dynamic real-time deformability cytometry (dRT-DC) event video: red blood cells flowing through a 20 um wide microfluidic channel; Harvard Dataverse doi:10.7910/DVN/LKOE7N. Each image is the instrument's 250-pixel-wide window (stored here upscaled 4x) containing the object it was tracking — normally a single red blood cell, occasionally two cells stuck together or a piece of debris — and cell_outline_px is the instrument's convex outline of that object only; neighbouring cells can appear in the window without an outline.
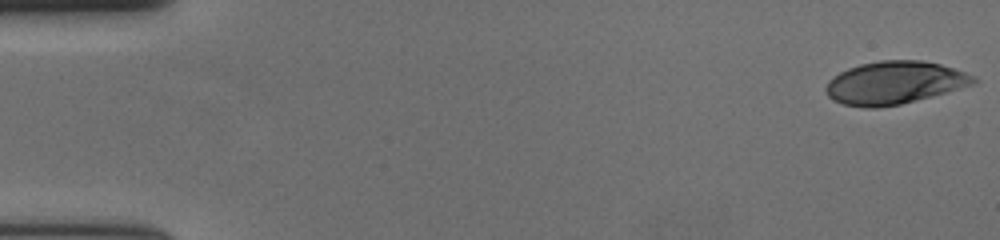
{"species": "human", "species_latin": "Homo sapiens", "temperature_condition": "cold", "stored_images_in_passage": 57, "camera_frame_rate_fps": 3000, "um_per_image_px": 0.085, "donor": {"sex": "female"}, "frame": {"image": 1, "passage_image": 1, "time_ms": 0.0, "image_size_px": [1000, 240], "cell_outline_px": [[980, 80], [976, 84], [916, 100], [900, 104], [876, 108], [864, 108], [844, 104], [832, 100], [828, 96], [824, 88], [828, 80], [832, 76], [848, 68], [860, 64], [880, 60], [924, 60], [940, 64], [976, 76]], "centroid_in_image_um": [76.02, 7.03], "position_along_channel_um": 9.0, "area_um2": 37.05}}
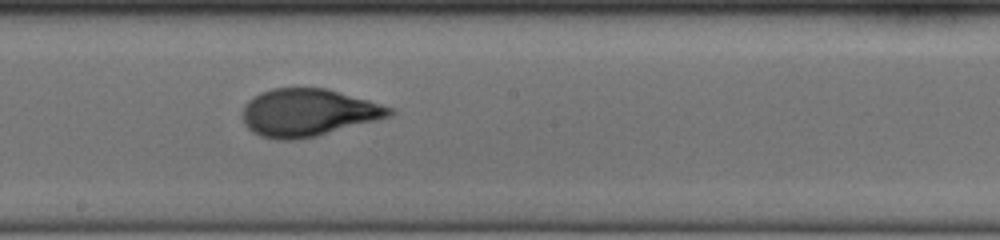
{"frame": {"image": 2, "passage_image": 32, "time_ms": 10.333, "image_size_px": [1000, 240], "cell_outline_px": [[396, 112], [392, 116], [316, 136], [292, 140], [280, 140], [260, 136], [252, 132], [244, 124], [244, 104], [252, 96], [260, 92], [272, 88], [328, 88], [368, 100], [392, 108]], "centroid_in_image_um": [26.18, 9.56], "position_along_channel_um": 222.0, "area_um2": 40.63}}
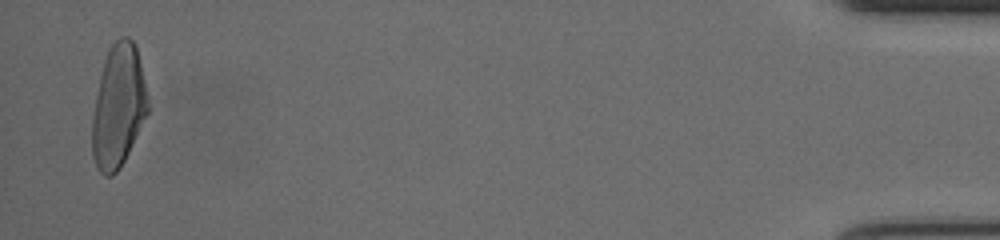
{"frame": {"image": 3, "passage_image": 56, "time_ms": 18.333, "image_size_px": [1000, 240], "cell_outline_px": [[148, 112], [120, 168], [112, 176], [104, 176], [96, 168], [92, 156], [92, 116], [100, 76], [104, 60], [112, 44], [120, 36], [128, 36], [132, 40], [136, 48], [140, 64], [148, 100]], "centroid_in_image_um": [10.03, 9.06], "position_along_channel_um": 425.2, "area_um2": 39.42}, "authors_computed_cell_mechanics": {"area_um2": 39.1884, "velocity_mm_per_s": 3.6452, "shape_relaxation_time_tau1_ms": 5.0028, "shape_relaxation_time_tau2_ms": 0.8637, "deformation_change_tau1": 0.2143, "deformation_change_tau2": 0.0717}}